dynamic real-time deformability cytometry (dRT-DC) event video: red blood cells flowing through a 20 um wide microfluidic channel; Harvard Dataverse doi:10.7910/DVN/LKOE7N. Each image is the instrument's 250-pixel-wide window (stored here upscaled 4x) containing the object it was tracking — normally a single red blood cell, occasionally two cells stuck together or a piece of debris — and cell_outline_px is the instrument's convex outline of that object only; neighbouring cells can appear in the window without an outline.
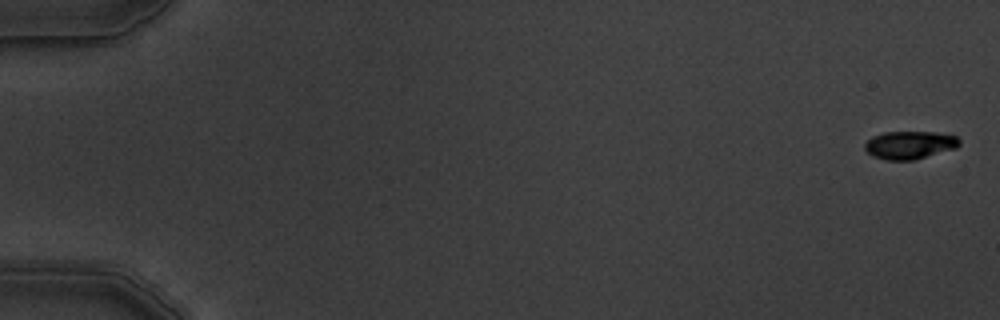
{"species": "common noctule bat (a hibernating species)", "species_latin": "Nyctalus noctula", "temperature_condition": "warm", "stored_images_in_passage": 8, "camera_frame_rate_fps": 3000, "um_per_image_px": 0.085, "animal": {"sex": "male", "body_mass_g": 19.5, "forearm_length_mm": 54.6}, "frame": {"image": 1, "passage_image": 1, "time_ms": 0.0, "image_size_px": [1000, 320], "cell_outline_px": [[960, 144], [956, 148], [912, 160], [888, 160], [872, 156], [864, 148], [864, 144], [872, 136], [884, 132], [936, 132], [956, 136], [960, 140]], "centroid_in_image_um": [77.31, 12.32], "position_along_channel_um": 7.7, "area_um2": 15.32}}
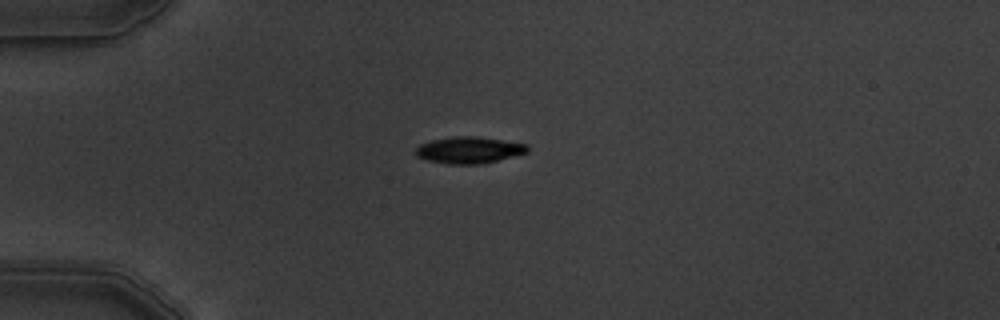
{"frame": {"image": 2, "passage_image": 5, "time_ms": 4.667, "image_size_px": [1000, 320], "cell_outline_px": [[528, 152], [480, 164], [448, 164], [428, 160], [416, 156], [416, 148], [420, 144], [432, 140], [456, 136], [476, 136], [528, 144]], "centroid_in_image_um": [39.86, 12.75], "position_along_channel_um": 45.1, "area_um2": 17.11}}